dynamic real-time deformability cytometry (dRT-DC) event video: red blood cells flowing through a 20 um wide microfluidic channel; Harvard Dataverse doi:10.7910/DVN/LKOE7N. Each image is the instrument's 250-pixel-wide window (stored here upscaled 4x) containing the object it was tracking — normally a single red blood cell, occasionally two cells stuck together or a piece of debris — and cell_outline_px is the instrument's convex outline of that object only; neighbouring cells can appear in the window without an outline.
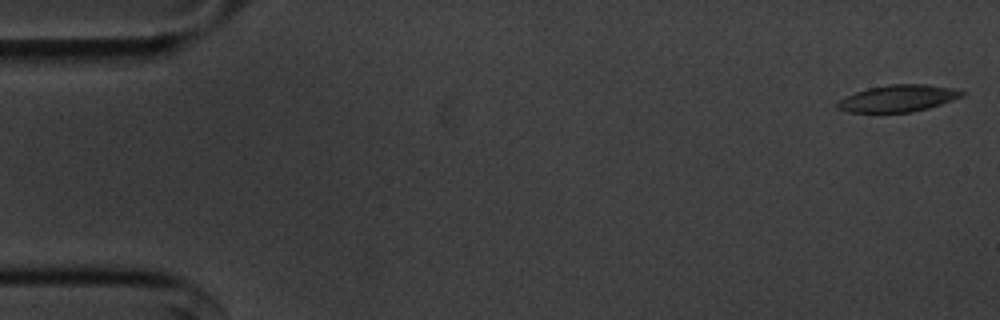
{"species": "common noctule bat (a hibernating species)", "species_latin": "Nyctalus noctula", "temperature_condition": "cold", "stored_images_in_passage": 11, "camera_frame_rate_fps": 3000, "um_per_image_px": 0.085, "animal": {"sex": "male", "body_mass_g": 20.1, "forearm_length_mm": 53.5}, "frame": {"image": 1, "passage_image": 1, "time_ms": 0.0, "image_size_px": [1000, 320], "cell_outline_px": [[964, 96], [928, 108], [912, 112], [848, 112], [836, 108], [836, 104], [840, 100], [856, 92], [868, 88], [888, 84], [928, 84], [952, 88], [964, 92]], "centroid_in_image_um": [76.34, 8.36], "position_along_channel_um": 8.7, "area_um2": 19.31}}